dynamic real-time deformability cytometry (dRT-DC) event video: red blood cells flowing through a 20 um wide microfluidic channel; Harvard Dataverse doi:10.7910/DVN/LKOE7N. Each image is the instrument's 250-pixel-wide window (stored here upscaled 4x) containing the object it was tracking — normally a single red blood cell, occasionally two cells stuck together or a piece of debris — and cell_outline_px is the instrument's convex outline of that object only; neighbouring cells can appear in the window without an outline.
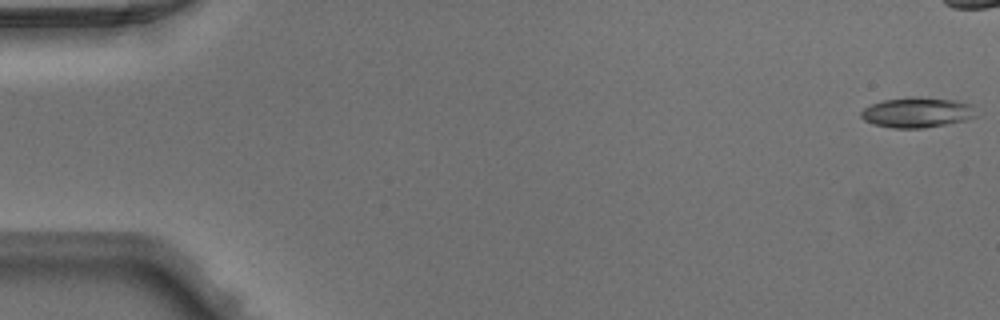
{"species": "Egyptian fruit bat (a non-hibernating species)", "species_latin": "Rousettus aegyptiacus", "temperature_condition": "warm", "stored_images_in_passage": 25, "camera_frame_rate_fps": 3000, "um_per_image_px": 0.085, "animal": {"sex": "male"}, "frame": {"image": 1, "passage_image": 1, "time_ms": 0.0, "image_size_px": [1000, 320], "cell_outline_px": [[976, 116], [964, 120], [924, 128], [892, 128], [872, 124], [864, 120], [860, 116], [860, 112], [864, 108], [872, 104], [884, 100], [908, 96], [916, 96], [956, 100], [972, 104]], "centroid_in_image_um": [77.92, 9.54], "position_along_channel_um": 7.1, "area_um2": 20.35}}
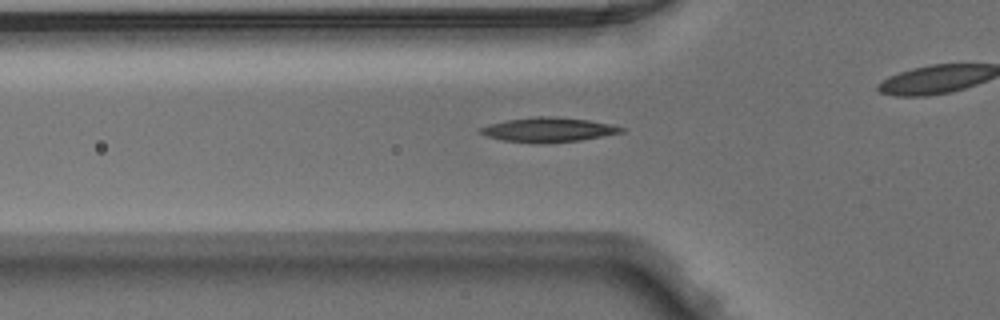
{"frame": {"image": 2, "passage_image": 17, "time_ms": 5.333, "image_size_px": [1000, 320], "cell_outline_px": [[624, 132], [580, 140], [500, 140], [476, 132], [480, 128], [488, 124], [504, 120], [536, 116], [552, 116], [588, 120], [612, 124], [624, 128]], "centroid_in_image_um": [46.6, 10.97], "position_along_channel_um": 79.2, "area_um2": 19.13}}
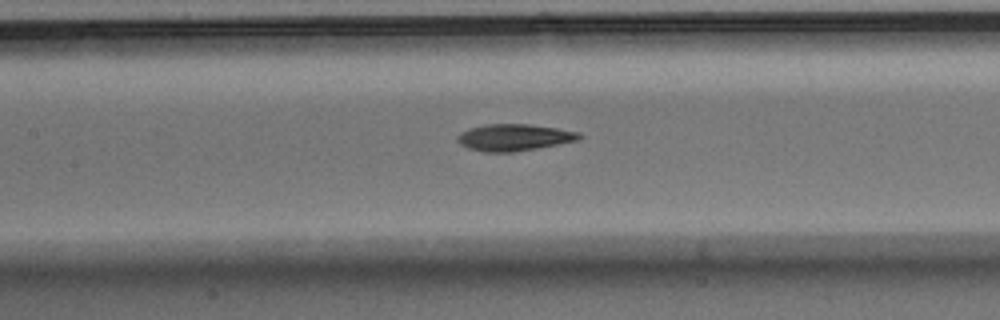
{"frame": {"image": 3, "passage_image": 23, "time_ms": 7.333, "image_size_px": [1000, 320], "cell_outline_px": [[584, 136], [580, 140], [516, 152], [484, 152], [468, 148], [460, 144], [456, 140], [456, 136], [460, 132], [468, 128], [488, 124], [528, 124], [556, 128], [580, 132]], "centroid_in_image_um": [43.7, 11.68], "position_along_channel_um": 163.7, "area_um2": 19.19}}